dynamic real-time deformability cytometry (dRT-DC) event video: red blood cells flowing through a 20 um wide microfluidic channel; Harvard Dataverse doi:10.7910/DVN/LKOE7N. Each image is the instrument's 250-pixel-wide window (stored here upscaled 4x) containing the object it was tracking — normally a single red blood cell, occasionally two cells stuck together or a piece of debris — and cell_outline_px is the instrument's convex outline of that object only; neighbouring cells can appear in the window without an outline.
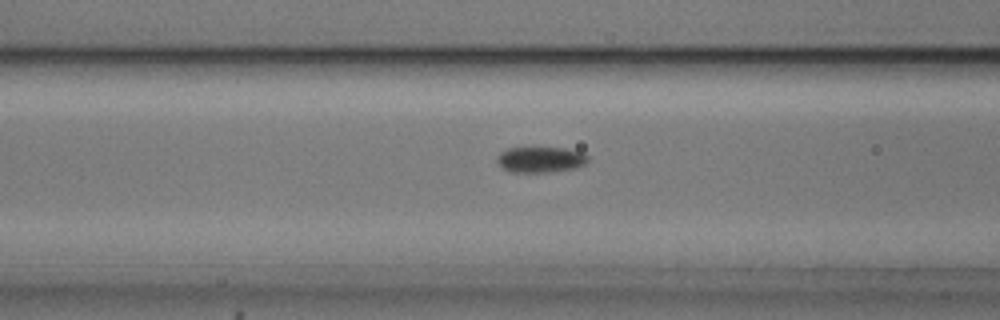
{"species": "common noctule bat (a hibernating species)", "species_latin": "Nyctalus noctula", "temperature_condition": "cold", "stored_images_in_passage": 40, "camera_frame_rate_fps": 3000, "um_per_image_px": 0.085, "animal": {"sex": "male", "body_mass_g": 20.5, "forearm_length_mm": 52.5}, "frame": {"image": 1, "passage_image": 10, "time_ms": 3.0, "image_size_px": [1000, 320], "cell_outline_px": [[588, 160], [584, 164], [576, 168], [548, 172], [512, 172], [504, 168], [496, 160], [496, 156], [500, 152], [508, 148], [564, 148], [580, 152], [588, 156]], "centroid_in_image_um": [45.93, 13.56], "position_along_channel_um": 120.7, "area_um2": 13.47}}
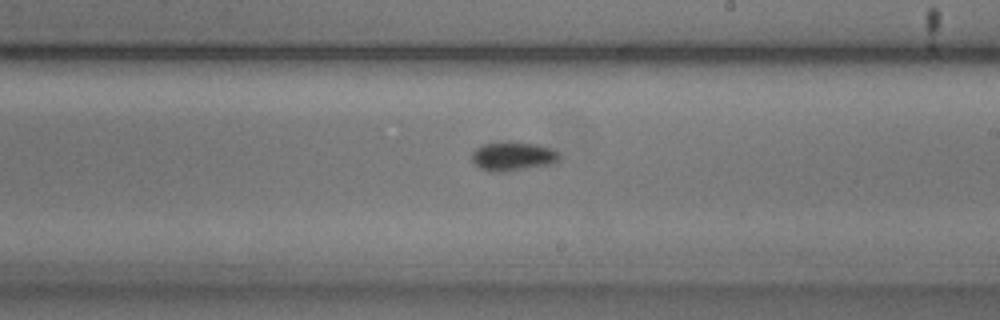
{"frame": {"image": 2, "passage_image": 20, "time_ms": 6.333, "image_size_px": [1000, 320], "cell_outline_px": [[560, 156], [552, 164], [504, 172], [488, 172], [480, 168], [472, 160], [472, 152], [476, 148], [484, 144], [508, 140], [536, 144], [548, 148], [556, 152]], "centroid_in_image_um": [43.54, 13.28], "position_along_channel_um": 245.5, "area_um2": 14.8}}
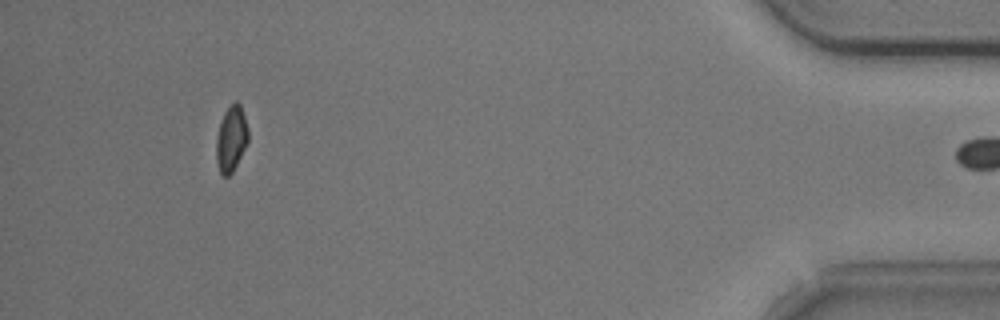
{"frame": {"image": 3, "passage_image": 39, "time_ms": 12.667, "image_size_px": [1000, 320], "cell_outline_px": [[248, 140], [232, 172], [228, 176], [224, 176], [220, 172], [216, 160], [216, 140], [220, 124], [224, 112], [236, 100], [240, 104], [248, 128]], "centroid_in_image_um": [19.65, 11.79], "position_along_channel_um": 415.6, "area_um2": 11.91}}